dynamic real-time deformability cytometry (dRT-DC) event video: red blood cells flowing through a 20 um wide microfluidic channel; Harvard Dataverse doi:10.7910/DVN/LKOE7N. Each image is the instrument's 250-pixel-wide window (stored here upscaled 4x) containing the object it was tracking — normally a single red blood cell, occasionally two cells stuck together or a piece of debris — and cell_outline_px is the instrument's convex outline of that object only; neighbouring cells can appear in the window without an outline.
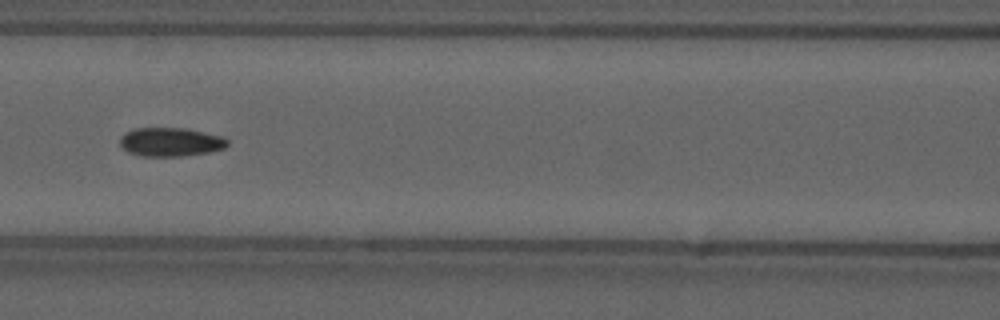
{"species": "common noctule bat (a hibernating species)", "species_latin": "Nyctalus noctula", "temperature_condition": "cold", "stored_images_in_passage": 56, "camera_frame_rate_fps": 3000, "um_per_image_px": 0.085, "animal": {"sex": "male", "forearm_length_mm": 52.5}, "frame": {"image": 1, "passage_image": 25, "time_ms": 8.0, "image_size_px": [1000, 320], "cell_outline_px": [[228, 144], [224, 148], [212, 152], [180, 156], [140, 156], [128, 152], [120, 148], [120, 136], [124, 132], [136, 128], [184, 128], [224, 136], [228, 140]], "centroid_in_image_um": [14.48, 12.07], "position_along_channel_um": 152.1, "area_um2": 18.26}, "authors_computed_cell_mechanics": {"area_um2": 17.6579, "velocity_mm_per_s": 3.695, "shape_relaxation_time_tau1_ms": null, "shape_relaxation_time_tau2_ms": 4.0781, "deformation_change_tau1": null, "deformation_change_tau2": 0.0945}}